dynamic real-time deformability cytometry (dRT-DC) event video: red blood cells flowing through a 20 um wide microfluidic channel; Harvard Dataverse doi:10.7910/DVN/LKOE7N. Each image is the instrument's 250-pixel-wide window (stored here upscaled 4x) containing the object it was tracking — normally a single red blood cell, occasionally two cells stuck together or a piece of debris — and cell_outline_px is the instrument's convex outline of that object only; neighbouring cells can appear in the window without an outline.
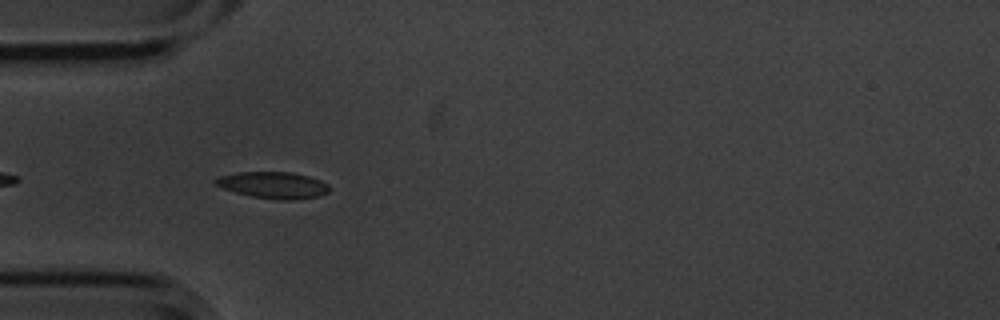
{"species": "common noctule bat (a hibernating species)", "species_latin": "Nyctalus noctula", "temperature_condition": "cold", "stored_images_in_passage": 5, "camera_frame_rate_fps": 3000, "um_per_image_px": 0.085, "animal": {"sex": "male", "body_mass_g": 20.1, "forearm_length_mm": 53.5}, "frame": {"image": 1, "passage_image": 5, "time_ms": 1.333, "image_size_px": [1000, 320], "cell_outline_px": [[332, 188], [328, 192], [316, 196], [288, 200], [280, 200], [252, 196], [236, 192], [224, 188], [216, 184], [212, 180], [220, 176], [236, 172], [292, 172], [308, 176], [320, 180], [328, 184]], "centroid_in_image_um": [23.24, 15.72], "position_along_channel_um": 61.8, "area_um2": 17.46}}